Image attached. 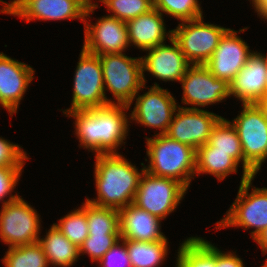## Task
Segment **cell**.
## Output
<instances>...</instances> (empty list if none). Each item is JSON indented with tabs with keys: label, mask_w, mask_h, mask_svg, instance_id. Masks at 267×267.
<instances>
[{
	"label": "cell",
	"mask_w": 267,
	"mask_h": 267,
	"mask_svg": "<svg viewBox=\"0 0 267 267\" xmlns=\"http://www.w3.org/2000/svg\"><path fill=\"white\" fill-rule=\"evenodd\" d=\"M119 211L120 239L153 242L164 240L161 219L131 203Z\"/></svg>",
	"instance_id": "obj_20"
},
{
	"label": "cell",
	"mask_w": 267,
	"mask_h": 267,
	"mask_svg": "<svg viewBox=\"0 0 267 267\" xmlns=\"http://www.w3.org/2000/svg\"><path fill=\"white\" fill-rule=\"evenodd\" d=\"M37 211L20 196L1 206L0 238L8 247H18L38 242L40 220Z\"/></svg>",
	"instance_id": "obj_9"
},
{
	"label": "cell",
	"mask_w": 267,
	"mask_h": 267,
	"mask_svg": "<svg viewBox=\"0 0 267 267\" xmlns=\"http://www.w3.org/2000/svg\"><path fill=\"white\" fill-rule=\"evenodd\" d=\"M4 6L5 14L23 18L26 22L66 19L84 22L87 9L78 0H13L5 2Z\"/></svg>",
	"instance_id": "obj_15"
},
{
	"label": "cell",
	"mask_w": 267,
	"mask_h": 267,
	"mask_svg": "<svg viewBox=\"0 0 267 267\" xmlns=\"http://www.w3.org/2000/svg\"><path fill=\"white\" fill-rule=\"evenodd\" d=\"M19 146L0 137V167H24L29 157Z\"/></svg>",
	"instance_id": "obj_34"
},
{
	"label": "cell",
	"mask_w": 267,
	"mask_h": 267,
	"mask_svg": "<svg viewBox=\"0 0 267 267\" xmlns=\"http://www.w3.org/2000/svg\"><path fill=\"white\" fill-rule=\"evenodd\" d=\"M81 207L86 212L88 234H120L118 209L100 207L86 200Z\"/></svg>",
	"instance_id": "obj_27"
},
{
	"label": "cell",
	"mask_w": 267,
	"mask_h": 267,
	"mask_svg": "<svg viewBox=\"0 0 267 267\" xmlns=\"http://www.w3.org/2000/svg\"><path fill=\"white\" fill-rule=\"evenodd\" d=\"M127 248L131 267H159L168 255V240L146 242L121 239Z\"/></svg>",
	"instance_id": "obj_26"
},
{
	"label": "cell",
	"mask_w": 267,
	"mask_h": 267,
	"mask_svg": "<svg viewBox=\"0 0 267 267\" xmlns=\"http://www.w3.org/2000/svg\"><path fill=\"white\" fill-rule=\"evenodd\" d=\"M175 267H215V246L202 237H190L181 243Z\"/></svg>",
	"instance_id": "obj_25"
},
{
	"label": "cell",
	"mask_w": 267,
	"mask_h": 267,
	"mask_svg": "<svg viewBox=\"0 0 267 267\" xmlns=\"http://www.w3.org/2000/svg\"><path fill=\"white\" fill-rule=\"evenodd\" d=\"M34 69L0 52V105L10 116L17 113L20 101L34 79Z\"/></svg>",
	"instance_id": "obj_17"
},
{
	"label": "cell",
	"mask_w": 267,
	"mask_h": 267,
	"mask_svg": "<svg viewBox=\"0 0 267 267\" xmlns=\"http://www.w3.org/2000/svg\"><path fill=\"white\" fill-rule=\"evenodd\" d=\"M257 105L262 109L264 115L267 119V95H265L258 103Z\"/></svg>",
	"instance_id": "obj_39"
},
{
	"label": "cell",
	"mask_w": 267,
	"mask_h": 267,
	"mask_svg": "<svg viewBox=\"0 0 267 267\" xmlns=\"http://www.w3.org/2000/svg\"><path fill=\"white\" fill-rule=\"evenodd\" d=\"M98 263L101 267H131L125 243L118 241Z\"/></svg>",
	"instance_id": "obj_35"
},
{
	"label": "cell",
	"mask_w": 267,
	"mask_h": 267,
	"mask_svg": "<svg viewBox=\"0 0 267 267\" xmlns=\"http://www.w3.org/2000/svg\"><path fill=\"white\" fill-rule=\"evenodd\" d=\"M253 240L260 246L263 255L267 253V228L260 232Z\"/></svg>",
	"instance_id": "obj_38"
},
{
	"label": "cell",
	"mask_w": 267,
	"mask_h": 267,
	"mask_svg": "<svg viewBox=\"0 0 267 267\" xmlns=\"http://www.w3.org/2000/svg\"><path fill=\"white\" fill-rule=\"evenodd\" d=\"M23 167H0V201L2 206L6 203L17 200L20 196L18 194L12 195L19 178L22 174ZM9 198L4 200L5 197Z\"/></svg>",
	"instance_id": "obj_33"
},
{
	"label": "cell",
	"mask_w": 267,
	"mask_h": 267,
	"mask_svg": "<svg viewBox=\"0 0 267 267\" xmlns=\"http://www.w3.org/2000/svg\"><path fill=\"white\" fill-rule=\"evenodd\" d=\"M215 267H245V265L234 252L223 253L215 246Z\"/></svg>",
	"instance_id": "obj_36"
},
{
	"label": "cell",
	"mask_w": 267,
	"mask_h": 267,
	"mask_svg": "<svg viewBox=\"0 0 267 267\" xmlns=\"http://www.w3.org/2000/svg\"><path fill=\"white\" fill-rule=\"evenodd\" d=\"M120 240V234H89L79 247V255L86 253L92 262H99L104 254Z\"/></svg>",
	"instance_id": "obj_32"
},
{
	"label": "cell",
	"mask_w": 267,
	"mask_h": 267,
	"mask_svg": "<svg viewBox=\"0 0 267 267\" xmlns=\"http://www.w3.org/2000/svg\"><path fill=\"white\" fill-rule=\"evenodd\" d=\"M79 56L73 79L71 106L63 110V114L116 104L111 98L107 99L99 55L89 53L82 48Z\"/></svg>",
	"instance_id": "obj_6"
},
{
	"label": "cell",
	"mask_w": 267,
	"mask_h": 267,
	"mask_svg": "<svg viewBox=\"0 0 267 267\" xmlns=\"http://www.w3.org/2000/svg\"><path fill=\"white\" fill-rule=\"evenodd\" d=\"M107 7L110 16L127 22L153 8L152 0H99Z\"/></svg>",
	"instance_id": "obj_31"
},
{
	"label": "cell",
	"mask_w": 267,
	"mask_h": 267,
	"mask_svg": "<svg viewBox=\"0 0 267 267\" xmlns=\"http://www.w3.org/2000/svg\"><path fill=\"white\" fill-rule=\"evenodd\" d=\"M254 176L241 181L235 201L221 221L216 222V230L226 227H241L244 230L253 228L251 237L254 239L267 228V188L250 190Z\"/></svg>",
	"instance_id": "obj_5"
},
{
	"label": "cell",
	"mask_w": 267,
	"mask_h": 267,
	"mask_svg": "<svg viewBox=\"0 0 267 267\" xmlns=\"http://www.w3.org/2000/svg\"><path fill=\"white\" fill-rule=\"evenodd\" d=\"M53 224L78 248L89 235L86 212L82 207L74 209L60 218L59 223Z\"/></svg>",
	"instance_id": "obj_29"
},
{
	"label": "cell",
	"mask_w": 267,
	"mask_h": 267,
	"mask_svg": "<svg viewBox=\"0 0 267 267\" xmlns=\"http://www.w3.org/2000/svg\"><path fill=\"white\" fill-rule=\"evenodd\" d=\"M261 267H267V259H265V264H263Z\"/></svg>",
	"instance_id": "obj_43"
},
{
	"label": "cell",
	"mask_w": 267,
	"mask_h": 267,
	"mask_svg": "<svg viewBox=\"0 0 267 267\" xmlns=\"http://www.w3.org/2000/svg\"><path fill=\"white\" fill-rule=\"evenodd\" d=\"M172 45L160 44L148 51L145 57H141L143 82L146 86L144 71L162 81H178L183 78L187 69L192 65L184 56L178 43L169 40Z\"/></svg>",
	"instance_id": "obj_18"
},
{
	"label": "cell",
	"mask_w": 267,
	"mask_h": 267,
	"mask_svg": "<svg viewBox=\"0 0 267 267\" xmlns=\"http://www.w3.org/2000/svg\"><path fill=\"white\" fill-rule=\"evenodd\" d=\"M267 55L254 52L230 83V94L242 104L258 103L265 96Z\"/></svg>",
	"instance_id": "obj_19"
},
{
	"label": "cell",
	"mask_w": 267,
	"mask_h": 267,
	"mask_svg": "<svg viewBox=\"0 0 267 267\" xmlns=\"http://www.w3.org/2000/svg\"><path fill=\"white\" fill-rule=\"evenodd\" d=\"M252 6L261 18L267 20V0H254Z\"/></svg>",
	"instance_id": "obj_37"
},
{
	"label": "cell",
	"mask_w": 267,
	"mask_h": 267,
	"mask_svg": "<svg viewBox=\"0 0 267 267\" xmlns=\"http://www.w3.org/2000/svg\"><path fill=\"white\" fill-rule=\"evenodd\" d=\"M265 95H267V73H266V88H265Z\"/></svg>",
	"instance_id": "obj_42"
},
{
	"label": "cell",
	"mask_w": 267,
	"mask_h": 267,
	"mask_svg": "<svg viewBox=\"0 0 267 267\" xmlns=\"http://www.w3.org/2000/svg\"><path fill=\"white\" fill-rule=\"evenodd\" d=\"M38 243L41 245L49 265L54 267H70L79 259V248L67 239L54 224L46 232L45 238L39 237Z\"/></svg>",
	"instance_id": "obj_23"
},
{
	"label": "cell",
	"mask_w": 267,
	"mask_h": 267,
	"mask_svg": "<svg viewBox=\"0 0 267 267\" xmlns=\"http://www.w3.org/2000/svg\"><path fill=\"white\" fill-rule=\"evenodd\" d=\"M0 2L2 3V9H0V13H3V14H5V6H3V5H5V1H3V0H0Z\"/></svg>",
	"instance_id": "obj_41"
},
{
	"label": "cell",
	"mask_w": 267,
	"mask_h": 267,
	"mask_svg": "<svg viewBox=\"0 0 267 267\" xmlns=\"http://www.w3.org/2000/svg\"><path fill=\"white\" fill-rule=\"evenodd\" d=\"M237 33L238 31L229 29L220 39L210 59L204 64L216 78L226 80L229 84L253 53Z\"/></svg>",
	"instance_id": "obj_16"
},
{
	"label": "cell",
	"mask_w": 267,
	"mask_h": 267,
	"mask_svg": "<svg viewBox=\"0 0 267 267\" xmlns=\"http://www.w3.org/2000/svg\"><path fill=\"white\" fill-rule=\"evenodd\" d=\"M2 262L5 267H49L41 245L36 242L29 245L9 247Z\"/></svg>",
	"instance_id": "obj_28"
},
{
	"label": "cell",
	"mask_w": 267,
	"mask_h": 267,
	"mask_svg": "<svg viewBox=\"0 0 267 267\" xmlns=\"http://www.w3.org/2000/svg\"><path fill=\"white\" fill-rule=\"evenodd\" d=\"M126 110L129 107L125 104H108L69 111L65 115L75 119V135L80 147L96 154H110L118 153V147L127 139L130 122Z\"/></svg>",
	"instance_id": "obj_1"
},
{
	"label": "cell",
	"mask_w": 267,
	"mask_h": 267,
	"mask_svg": "<svg viewBox=\"0 0 267 267\" xmlns=\"http://www.w3.org/2000/svg\"><path fill=\"white\" fill-rule=\"evenodd\" d=\"M152 5L160 13L173 16L180 22L203 17L198 0H152Z\"/></svg>",
	"instance_id": "obj_30"
},
{
	"label": "cell",
	"mask_w": 267,
	"mask_h": 267,
	"mask_svg": "<svg viewBox=\"0 0 267 267\" xmlns=\"http://www.w3.org/2000/svg\"><path fill=\"white\" fill-rule=\"evenodd\" d=\"M212 146V151L232 152V158L239 164L241 162L243 174L241 181H246L250 176L258 173L243 156L242 146L235 126L221 117L211 131L207 143Z\"/></svg>",
	"instance_id": "obj_22"
},
{
	"label": "cell",
	"mask_w": 267,
	"mask_h": 267,
	"mask_svg": "<svg viewBox=\"0 0 267 267\" xmlns=\"http://www.w3.org/2000/svg\"><path fill=\"white\" fill-rule=\"evenodd\" d=\"M242 105L232 124L238 132L244 159L258 172L267 159V119L257 103Z\"/></svg>",
	"instance_id": "obj_10"
},
{
	"label": "cell",
	"mask_w": 267,
	"mask_h": 267,
	"mask_svg": "<svg viewBox=\"0 0 267 267\" xmlns=\"http://www.w3.org/2000/svg\"><path fill=\"white\" fill-rule=\"evenodd\" d=\"M238 163L232 158V152L212 151V146L204 144L196 150V174H210L223 180L229 174L237 173Z\"/></svg>",
	"instance_id": "obj_24"
},
{
	"label": "cell",
	"mask_w": 267,
	"mask_h": 267,
	"mask_svg": "<svg viewBox=\"0 0 267 267\" xmlns=\"http://www.w3.org/2000/svg\"><path fill=\"white\" fill-rule=\"evenodd\" d=\"M104 89L116 98V104L129 105L136 94L146 88L143 82L141 57H129L125 53L99 55Z\"/></svg>",
	"instance_id": "obj_4"
},
{
	"label": "cell",
	"mask_w": 267,
	"mask_h": 267,
	"mask_svg": "<svg viewBox=\"0 0 267 267\" xmlns=\"http://www.w3.org/2000/svg\"><path fill=\"white\" fill-rule=\"evenodd\" d=\"M188 189L179 181L144 171L133 204L159 219L174 212Z\"/></svg>",
	"instance_id": "obj_7"
},
{
	"label": "cell",
	"mask_w": 267,
	"mask_h": 267,
	"mask_svg": "<svg viewBox=\"0 0 267 267\" xmlns=\"http://www.w3.org/2000/svg\"><path fill=\"white\" fill-rule=\"evenodd\" d=\"M174 115L165 135L195 150L208 143L213 127L221 118L207 110L184 108L180 105Z\"/></svg>",
	"instance_id": "obj_14"
},
{
	"label": "cell",
	"mask_w": 267,
	"mask_h": 267,
	"mask_svg": "<svg viewBox=\"0 0 267 267\" xmlns=\"http://www.w3.org/2000/svg\"><path fill=\"white\" fill-rule=\"evenodd\" d=\"M163 14L154 7L145 14L126 22L129 44L143 51L164 44L167 37L173 36L172 30L166 31ZM167 32V33H166Z\"/></svg>",
	"instance_id": "obj_21"
},
{
	"label": "cell",
	"mask_w": 267,
	"mask_h": 267,
	"mask_svg": "<svg viewBox=\"0 0 267 267\" xmlns=\"http://www.w3.org/2000/svg\"><path fill=\"white\" fill-rule=\"evenodd\" d=\"M136 96L128 105L130 108L136 99L129 119L152 129H160V133L157 134H166L174 112L178 108L172 94L167 89H163L157 83H154L146 93L139 95L138 92Z\"/></svg>",
	"instance_id": "obj_13"
},
{
	"label": "cell",
	"mask_w": 267,
	"mask_h": 267,
	"mask_svg": "<svg viewBox=\"0 0 267 267\" xmlns=\"http://www.w3.org/2000/svg\"><path fill=\"white\" fill-rule=\"evenodd\" d=\"M180 83L183 89L182 103L193 105L184 108L198 109L231 97L230 84L216 78L205 65H191Z\"/></svg>",
	"instance_id": "obj_12"
},
{
	"label": "cell",
	"mask_w": 267,
	"mask_h": 267,
	"mask_svg": "<svg viewBox=\"0 0 267 267\" xmlns=\"http://www.w3.org/2000/svg\"><path fill=\"white\" fill-rule=\"evenodd\" d=\"M94 178L97 198L85 200L100 207L121 209L134 202L141 171L120 153L95 154Z\"/></svg>",
	"instance_id": "obj_2"
},
{
	"label": "cell",
	"mask_w": 267,
	"mask_h": 267,
	"mask_svg": "<svg viewBox=\"0 0 267 267\" xmlns=\"http://www.w3.org/2000/svg\"><path fill=\"white\" fill-rule=\"evenodd\" d=\"M146 138L149 165L145 171L149 174L168 177L182 183L187 189L195 176L196 150L167 135L155 134Z\"/></svg>",
	"instance_id": "obj_3"
},
{
	"label": "cell",
	"mask_w": 267,
	"mask_h": 267,
	"mask_svg": "<svg viewBox=\"0 0 267 267\" xmlns=\"http://www.w3.org/2000/svg\"><path fill=\"white\" fill-rule=\"evenodd\" d=\"M203 18L180 22L172 30L173 39L192 65H204L214 53L220 39L230 29L204 23Z\"/></svg>",
	"instance_id": "obj_8"
},
{
	"label": "cell",
	"mask_w": 267,
	"mask_h": 267,
	"mask_svg": "<svg viewBox=\"0 0 267 267\" xmlns=\"http://www.w3.org/2000/svg\"><path fill=\"white\" fill-rule=\"evenodd\" d=\"M97 7L87 8L84 17V45L83 49L96 55L123 53L130 46L128 40V28L125 21L113 16H102L95 25L88 23ZM87 21V22H86Z\"/></svg>",
	"instance_id": "obj_11"
},
{
	"label": "cell",
	"mask_w": 267,
	"mask_h": 267,
	"mask_svg": "<svg viewBox=\"0 0 267 267\" xmlns=\"http://www.w3.org/2000/svg\"><path fill=\"white\" fill-rule=\"evenodd\" d=\"M81 2L86 8H91V7H97V3H93L92 0H78Z\"/></svg>",
	"instance_id": "obj_40"
}]
</instances>
